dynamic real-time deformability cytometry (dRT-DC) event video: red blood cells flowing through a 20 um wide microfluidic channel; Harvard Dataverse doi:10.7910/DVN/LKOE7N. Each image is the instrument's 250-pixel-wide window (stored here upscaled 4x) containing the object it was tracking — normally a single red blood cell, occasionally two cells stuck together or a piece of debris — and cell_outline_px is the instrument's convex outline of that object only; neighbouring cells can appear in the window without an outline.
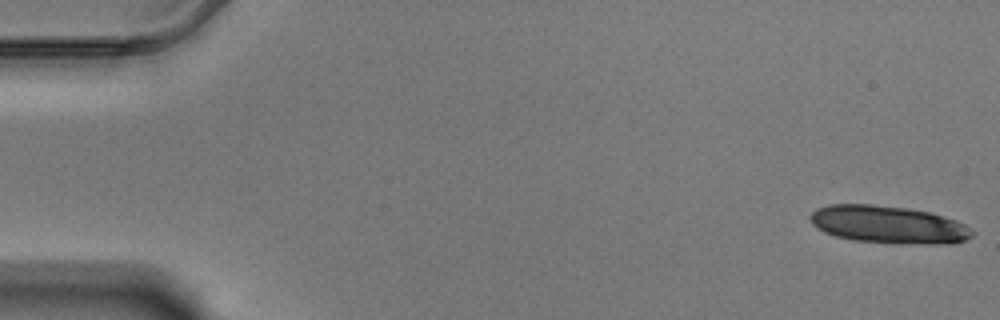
{"species": "Egyptian fruit bat (a non-hibernating species)", "species_latin": "Rousettus aegyptiacus", "temperature_condition": "warm", "stored_images_in_passage": 17, "camera_frame_rate_fps": 3000, "um_per_image_px": 0.085, "animal": {"sex": "male"}, "frame": {"image": 1, "passage_image": 1, "time_ms": 0.0, "image_size_px": [1000, 320], "cell_outline_px": [[976, 232], [972, 236], [964, 240], [932, 244], [928, 244], [852, 240], [836, 236], [824, 232], [816, 228], [812, 224], [808, 216], [816, 208], [828, 204], [872, 204], [908, 208], [928, 212], [944, 216], [956, 220], [964, 224]], "centroid_in_image_um": [75.46, 19.06], "position_along_channel_um": 9.5, "area_um2": 35.26}}